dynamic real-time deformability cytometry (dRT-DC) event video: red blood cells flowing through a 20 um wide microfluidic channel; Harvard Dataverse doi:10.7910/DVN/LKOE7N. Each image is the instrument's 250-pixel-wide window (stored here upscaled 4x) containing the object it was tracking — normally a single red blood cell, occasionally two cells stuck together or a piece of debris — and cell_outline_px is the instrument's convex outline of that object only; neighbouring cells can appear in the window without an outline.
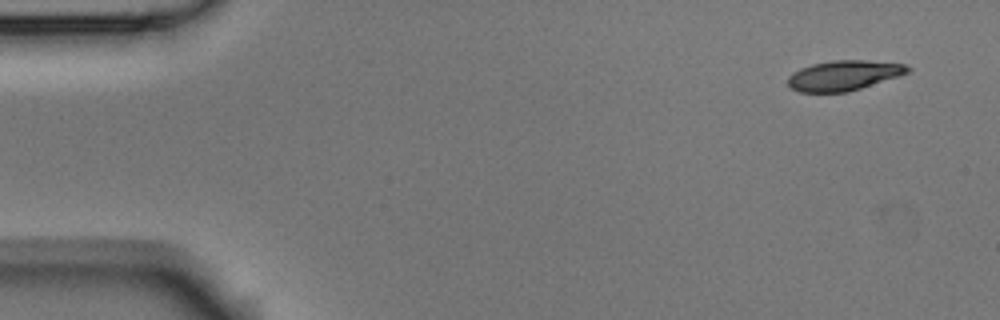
{"species": "Egyptian fruit bat (a non-hibernating species)", "species_latin": "Rousettus aegyptiacus", "temperature_condition": "room temperature", "stored_images_in_passage": 4, "camera_frame_rate_fps": 3000, "um_per_image_px": 0.085, "animal": {"sex": "male"}, "frame": {"image": 1, "passage_image": 1, "time_ms": 0.0, "image_size_px": [1000, 320], "cell_outline_px": [[912, 68], [908, 72], [848, 92], [800, 92], [788, 88], [788, 76], [792, 72], [800, 68], [812, 64], [832, 60], [864, 60], [904, 64]], "centroid_in_image_um": [71.64, 6.41], "position_along_channel_um": 13.4, "area_um2": 20.81}}